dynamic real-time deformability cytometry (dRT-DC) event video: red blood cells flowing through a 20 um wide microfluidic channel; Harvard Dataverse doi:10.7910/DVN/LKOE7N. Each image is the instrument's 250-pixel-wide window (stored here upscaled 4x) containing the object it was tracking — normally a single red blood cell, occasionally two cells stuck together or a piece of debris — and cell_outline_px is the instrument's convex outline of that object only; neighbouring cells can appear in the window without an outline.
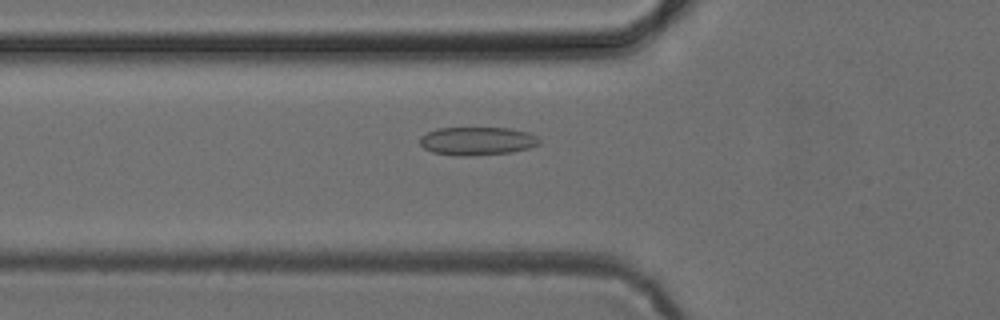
{"species": "common noctule bat (a hibernating species)", "species_latin": "Nyctalus noctula", "temperature_condition": "cold", "stored_images_in_passage": 47, "camera_frame_rate_fps": 3000, "um_per_image_px": 0.085, "animal": {"sex": "female", "body_mass_g": 24.6, "forearm_length_mm": 56.2}, "frame": {"image": 1, "passage_image": 14, "time_ms": 4.333, "image_size_px": [1000, 320], "cell_outline_px": [[540, 144], [528, 148], [512, 152], [464, 156], [452, 156], [432, 152], [424, 148], [420, 144], [420, 136], [436, 128], [508, 128], [528, 132], [536, 136], [540, 140]], "centroid_in_image_um": [40.54, 11.99], "position_along_channel_um": 85.3, "area_um2": 19.71}}
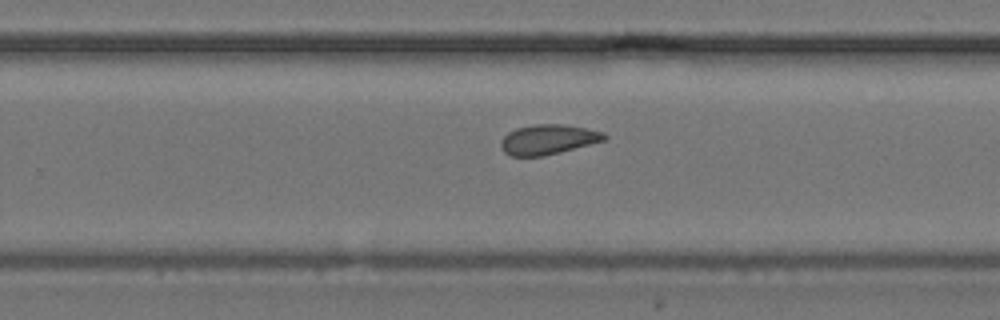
{"frame": {"image": 2, "passage_image": 29, "time_ms": 9.333, "image_size_px": [1000, 320], "cell_outline_px": [[608, 136], [604, 140], [560, 152], [544, 156], [512, 156], [504, 152], [500, 148], [500, 140], [508, 132], [516, 128], [532, 124], [560, 124], [584, 128], [604, 132]], "centroid_in_image_um": [46.54, 11.85], "position_along_channel_um": 283.3, "area_um2": 17.98}}
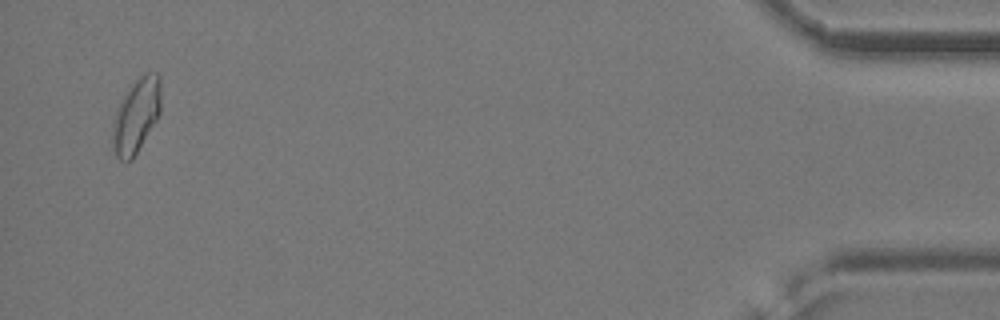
{"frame": {"image": 3, "passage_image": 46, "time_ms": 15.0, "image_size_px": [1000, 320], "cell_outline_px": [[160, 112], [156, 120], [132, 160], [120, 160], [116, 156], [112, 148], [112, 124], [116, 108], [128, 88], [140, 76], [148, 72], [156, 72], [160, 76]], "centroid_in_image_um": [11.55, 9.82], "position_along_channel_um": 423.6, "area_um2": 20.92}}